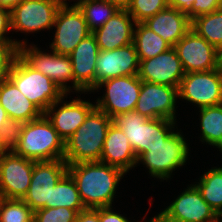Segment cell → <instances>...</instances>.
<instances>
[{
  "label": "cell",
  "mask_w": 222,
  "mask_h": 222,
  "mask_svg": "<svg viewBox=\"0 0 222 222\" xmlns=\"http://www.w3.org/2000/svg\"><path fill=\"white\" fill-rule=\"evenodd\" d=\"M116 6L119 10H127L132 0H104Z\"/></svg>",
  "instance_id": "42"
},
{
  "label": "cell",
  "mask_w": 222,
  "mask_h": 222,
  "mask_svg": "<svg viewBox=\"0 0 222 222\" xmlns=\"http://www.w3.org/2000/svg\"><path fill=\"white\" fill-rule=\"evenodd\" d=\"M222 8V0H195L192 6V20Z\"/></svg>",
  "instance_id": "36"
},
{
  "label": "cell",
  "mask_w": 222,
  "mask_h": 222,
  "mask_svg": "<svg viewBox=\"0 0 222 222\" xmlns=\"http://www.w3.org/2000/svg\"><path fill=\"white\" fill-rule=\"evenodd\" d=\"M139 61L138 77L142 81L179 88L185 71L174 47L153 58Z\"/></svg>",
  "instance_id": "17"
},
{
  "label": "cell",
  "mask_w": 222,
  "mask_h": 222,
  "mask_svg": "<svg viewBox=\"0 0 222 222\" xmlns=\"http://www.w3.org/2000/svg\"><path fill=\"white\" fill-rule=\"evenodd\" d=\"M195 0H169V6L179 10L192 20V6Z\"/></svg>",
  "instance_id": "38"
},
{
  "label": "cell",
  "mask_w": 222,
  "mask_h": 222,
  "mask_svg": "<svg viewBox=\"0 0 222 222\" xmlns=\"http://www.w3.org/2000/svg\"><path fill=\"white\" fill-rule=\"evenodd\" d=\"M66 207L78 213L85 210L73 178L66 173L52 188L51 208Z\"/></svg>",
  "instance_id": "27"
},
{
  "label": "cell",
  "mask_w": 222,
  "mask_h": 222,
  "mask_svg": "<svg viewBox=\"0 0 222 222\" xmlns=\"http://www.w3.org/2000/svg\"><path fill=\"white\" fill-rule=\"evenodd\" d=\"M195 184L203 199L222 218V167H214L205 172Z\"/></svg>",
  "instance_id": "26"
},
{
  "label": "cell",
  "mask_w": 222,
  "mask_h": 222,
  "mask_svg": "<svg viewBox=\"0 0 222 222\" xmlns=\"http://www.w3.org/2000/svg\"><path fill=\"white\" fill-rule=\"evenodd\" d=\"M135 24L127 10H118L102 27L92 32L99 50L111 51L133 43Z\"/></svg>",
  "instance_id": "21"
},
{
  "label": "cell",
  "mask_w": 222,
  "mask_h": 222,
  "mask_svg": "<svg viewBox=\"0 0 222 222\" xmlns=\"http://www.w3.org/2000/svg\"><path fill=\"white\" fill-rule=\"evenodd\" d=\"M178 98L196 104L199 109L222 104V70L185 73Z\"/></svg>",
  "instance_id": "9"
},
{
  "label": "cell",
  "mask_w": 222,
  "mask_h": 222,
  "mask_svg": "<svg viewBox=\"0 0 222 222\" xmlns=\"http://www.w3.org/2000/svg\"><path fill=\"white\" fill-rule=\"evenodd\" d=\"M11 149L17 155L33 161L64 157V141L44 114L36 120L15 126Z\"/></svg>",
  "instance_id": "2"
},
{
  "label": "cell",
  "mask_w": 222,
  "mask_h": 222,
  "mask_svg": "<svg viewBox=\"0 0 222 222\" xmlns=\"http://www.w3.org/2000/svg\"><path fill=\"white\" fill-rule=\"evenodd\" d=\"M100 162L120 168L125 173L137 165V157L128 137L113 124L109 126Z\"/></svg>",
  "instance_id": "24"
},
{
  "label": "cell",
  "mask_w": 222,
  "mask_h": 222,
  "mask_svg": "<svg viewBox=\"0 0 222 222\" xmlns=\"http://www.w3.org/2000/svg\"><path fill=\"white\" fill-rule=\"evenodd\" d=\"M218 149H220L219 151H221V153H222V143L220 144V146L218 147Z\"/></svg>",
  "instance_id": "47"
},
{
  "label": "cell",
  "mask_w": 222,
  "mask_h": 222,
  "mask_svg": "<svg viewBox=\"0 0 222 222\" xmlns=\"http://www.w3.org/2000/svg\"><path fill=\"white\" fill-rule=\"evenodd\" d=\"M0 105L7 112L12 125L36 120L43 112L7 77L0 81Z\"/></svg>",
  "instance_id": "22"
},
{
  "label": "cell",
  "mask_w": 222,
  "mask_h": 222,
  "mask_svg": "<svg viewBox=\"0 0 222 222\" xmlns=\"http://www.w3.org/2000/svg\"><path fill=\"white\" fill-rule=\"evenodd\" d=\"M8 31H11L10 9L0 6V43L16 45L18 48L27 43L6 37Z\"/></svg>",
  "instance_id": "35"
},
{
  "label": "cell",
  "mask_w": 222,
  "mask_h": 222,
  "mask_svg": "<svg viewBox=\"0 0 222 222\" xmlns=\"http://www.w3.org/2000/svg\"><path fill=\"white\" fill-rule=\"evenodd\" d=\"M185 73L206 72L220 68L219 50L190 29L174 45Z\"/></svg>",
  "instance_id": "13"
},
{
  "label": "cell",
  "mask_w": 222,
  "mask_h": 222,
  "mask_svg": "<svg viewBox=\"0 0 222 222\" xmlns=\"http://www.w3.org/2000/svg\"><path fill=\"white\" fill-rule=\"evenodd\" d=\"M33 167V160L12 149L0 154V197L22 199L29 189Z\"/></svg>",
  "instance_id": "12"
},
{
  "label": "cell",
  "mask_w": 222,
  "mask_h": 222,
  "mask_svg": "<svg viewBox=\"0 0 222 222\" xmlns=\"http://www.w3.org/2000/svg\"><path fill=\"white\" fill-rule=\"evenodd\" d=\"M0 128H4L11 136L15 128L12 125L7 112L1 105H0Z\"/></svg>",
  "instance_id": "41"
},
{
  "label": "cell",
  "mask_w": 222,
  "mask_h": 222,
  "mask_svg": "<svg viewBox=\"0 0 222 222\" xmlns=\"http://www.w3.org/2000/svg\"><path fill=\"white\" fill-rule=\"evenodd\" d=\"M174 47L191 29L190 18L173 7H166L143 22Z\"/></svg>",
  "instance_id": "23"
},
{
  "label": "cell",
  "mask_w": 222,
  "mask_h": 222,
  "mask_svg": "<svg viewBox=\"0 0 222 222\" xmlns=\"http://www.w3.org/2000/svg\"><path fill=\"white\" fill-rule=\"evenodd\" d=\"M18 54V47L0 43V81L8 77L11 64Z\"/></svg>",
  "instance_id": "34"
},
{
  "label": "cell",
  "mask_w": 222,
  "mask_h": 222,
  "mask_svg": "<svg viewBox=\"0 0 222 222\" xmlns=\"http://www.w3.org/2000/svg\"><path fill=\"white\" fill-rule=\"evenodd\" d=\"M188 144L182 133L174 131L165 141L156 144L137 158L148 169L151 176L167 180L178 167L188 160Z\"/></svg>",
  "instance_id": "6"
},
{
  "label": "cell",
  "mask_w": 222,
  "mask_h": 222,
  "mask_svg": "<svg viewBox=\"0 0 222 222\" xmlns=\"http://www.w3.org/2000/svg\"><path fill=\"white\" fill-rule=\"evenodd\" d=\"M56 27L50 49L57 54L70 55L75 47L92 32L78 6H61L56 14Z\"/></svg>",
  "instance_id": "11"
},
{
  "label": "cell",
  "mask_w": 222,
  "mask_h": 222,
  "mask_svg": "<svg viewBox=\"0 0 222 222\" xmlns=\"http://www.w3.org/2000/svg\"><path fill=\"white\" fill-rule=\"evenodd\" d=\"M60 7L54 0H24L10 10L11 30L33 33L52 29Z\"/></svg>",
  "instance_id": "14"
},
{
  "label": "cell",
  "mask_w": 222,
  "mask_h": 222,
  "mask_svg": "<svg viewBox=\"0 0 222 222\" xmlns=\"http://www.w3.org/2000/svg\"><path fill=\"white\" fill-rule=\"evenodd\" d=\"M24 0H0V6L8 9H12L13 7L19 5Z\"/></svg>",
  "instance_id": "43"
},
{
  "label": "cell",
  "mask_w": 222,
  "mask_h": 222,
  "mask_svg": "<svg viewBox=\"0 0 222 222\" xmlns=\"http://www.w3.org/2000/svg\"><path fill=\"white\" fill-rule=\"evenodd\" d=\"M68 164L64 159L34 161L30 186L22 200L33 211L51 208L52 188L67 173Z\"/></svg>",
  "instance_id": "10"
},
{
  "label": "cell",
  "mask_w": 222,
  "mask_h": 222,
  "mask_svg": "<svg viewBox=\"0 0 222 222\" xmlns=\"http://www.w3.org/2000/svg\"><path fill=\"white\" fill-rule=\"evenodd\" d=\"M99 46L91 33L69 55L72 61L75 92H94L96 87V60Z\"/></svg>",
  "instance_id": "19"
},
{
  "label": "cell",
  "mask_w": 222,
  "mask_h": 222,
  "mask_svg": "<svg viewBox=\"0 0 222 222\" xmlns=\"http://www.w3.org/2000/svg\"><path fill=\"white\" fill-rule=\"evenodd\" d=\"M201 141L217 148L222 143V104L199 109Z\"/></svg>",
  "instance_id": "29"
},
{
  "label": "cell",
  "mask_w": 222,
  "mask_h": 222,
  "mask_svg": "<svg viewBox=\"0 0 222 222\" xmlns=\"http://www.w3.org/2000/svg\"><path fill=\"white\" fill-rule=\"evenodd\" d=\"M142 80L138 75L121 76L99 83L94 90L105 87V95L98 98L95 107L110 118L116 114L134 111L140 95Z\"/></svg>",
  "instance_id": "7"
},
{
  "label": "cell",
  "mask_w": 222,
  "mask_h": 222,
  "mask_svg": "<svg viewBox=\"0 0 222 222\" xmlns=\"http://www.w3.org/2000/svg\"><path fill=\"white\" fill-rule=\"evenodd\" d=\"M67 173L73 178L86 209L112 206L116 187L126 174L100 161L70 164Z\"/></svg>",
  "instance_id": "1"
},
{
  "label": "cell",
  "mask_w": 222,
  "mask_h": 222,
  "mask_svg": "<svg viewBox=\"0 0 222 222\" xmlns=\"http://www.w3.org/2000/svg\"><path fill=\"white\" fill-rule=\"evenodd\" d=\"M65 94L59 101L54 102L43 114L51 122L60 138L65 142L85 121L95 104L80 98L63 103ZM63 103V104H62ZM62 104L57 110L58 105Z\"/></svg>",
  "instance_id": "20"
},
{
  "label": "cell",
  "mask_w": 222,
  "mask_h": 222,
  "mask_svg": "<svg viewBox=\"0 0 222 222\" xmlns=\"http://www.w3.org/2000/svg\"><path fill=\"white\" fill-rule=\"evenodd\" d=\"M139 64L134 43L111 51L100 50L96 60V86L111 78L138 75Z\"/></svg>",
  "instance_id": "18"
},
{
  "label": "cell",
  "mask_w": 222,
  "mask_h": 222,
  "mask_svg": "<svg viewBox=\"0 0 222 222\" xmlns=\"http://www.w3.org/2000/svg\"><path fill=\"white\" fill-rule=\"evenodd\" d=\"M177 97L176 87L142 81L134 111L148 119L164 118L175 121Z\"/></svg>",
  "instance_id": "15"
},
{
  "label": "cell",
  "mask_w": 222,
  "mask_h": 222,
  "mask_svg": "<svg viewBox=\"0 0 222 222\" xmlns=\"http://www.w3.org/2000/svg\"><path fill=\"white\" fill-rule=\"evenodd\" d=\"M161 214L173 222H220L221 219L194 184L188 186Z\"/></svg>",
  "instance_id": "16"
},
{
  "label": "cell",
  "mask_w": 222,
  "mask_h": 222,
  "mask_svg": "<svg viewBox=\"0 0 222 222\" xmlns=\"http://www.w3.org/2000/svg\"><path fill=\"white\" fill-rule=\"evenodd\" d=\"M133 43L139 60L153 58L171 48L161 36L152 31L143 22H138L134 26Z\"/></svg>",
  "instance_id": "25"
},
{
  "label": "cell",
  "mask_w": 222,
  "mask_h": 222,
  "mask_svg": "<svg viewBox=\"0 0 222 222\" xmlns=\"http://www.w3.org/2000/svg\"><path fill=\"white\" fill-rule=\"evenodd\" d=\"M91 32L102 27L119 9L104 0H82L77 5Z\"/></svg>",
  "instance_id": "30"
},
{
  "label": "cell",
  "mask_w": 222,
  "mask_h": 222,
  "mask_svg": "<svg viewBox=\"0 0 222 222\" xmlns=\"http://www.w3.org/2000/svg\"><path fill=\"white\" fill-rule=\"evenodd\" d=\"M220 69L222 70V49L219 51Z\"/></svg>",
  "instance_id": "46"
},
{
  "label": "cell",
  "mask_w": 222,
  "mask_h": 222,
  "mask_svg": "<svg viewBox=\"0 0 222 222\" xmlns=\"http://www.w3.org/2000/svg\"><path fill=\"white\" fill-rule=\"evenodd\" d=\"M76 222H100L97 209H85L78 213Z\"/></svg>",
  "instance_id": "39"
},
{
  "label": "cell",
  "mask_w": 222,
  "mask_h": 222,
  "mask_svg": "<svg viewBox=\"0 0 222 222\" xmlns=\"http://www.w3.org/2000/svg\"><path fill=\"white\" fill-rule=\"evenodd\" d=\"M24 44L18 48V55L33 69L50 78L64 94L70 93L71 86L67 82L72 81L74 88V75L70 56L57 54L52 51L43 53L36 45L26 47Z\"/></svg>",
  "instance_id": "8"
},
{
  "label": "cell",
  "mask_w": 222,
  "mask_h": 222,
  "mask_svg": "<svg viewBox=\"0 0 222 222\" xmlns=\"http://www.w3.org/2000/svg\"><path fill=\"white\" fill-rule=\"evenodd\" d=\"M148 222H173L168 219H166L161 213H159L157 216L152 217Z\"/></svg>",
  "instance_id": "44"
},
{
  "label": "cell",
  "mask_w": 222,
  "mask_h": 222,
  "mask_svg": "<svg viewBox=\"0 0 222 222\" xmlns=\"http://www.w3.org/2000/svg\"><path fill=\"white\" fill-rule=\"evenodd\" d=\"M191 29L220 51L222 49V8L191 20Z\"/></svg>",
  "instance_id": "28"
},
{
  "label": "cell",
  "mask_w": 222,
  "mask_h": 222,
  "mask_svg": "<svg viewBox=\"0 0 222 222\" xmlns=\"http://www.w3.org/2000/svg\"><path fill=\"white\" fill-rule=\"evenodd\" d=\"M57 4H59L60 6H69V4H67L66 0H54ZM82 0H78L76 1L77 3H74V6H77L79 4V2H81Z\"/></svg>",
  "instance_id": "45"
},
{
  "label": "cell",
  "mask_w": 222,
  "mask_h": 222,
  "mask_svg": "<svg viewBox=\"0 0 222 222\" xmlns=\"http://www.w3.org/2000/svg\"><path fill=\"white\" fill-rule=\"evenodd\" d=\"M78 212L66 207L40 208L34 211L33 222H76Z\"/></svg>",
  "instance_id": "33"
},
{
  "label": "cell",
  "mask_w": 222,
  "mask_h": 222,
  "mask_svg": "<svg viewBox=\"0 0 222 222\" xmlns=\"http://www.w3.org/2000/svg\"><path fill=\"white\" fill-rule=\"evenodd\" d=\"M100 222H130L126 217L112 211V206L98 208Z\"/></svg>",
  "instance_id": "37"
},
{
  "label": "cell",
  "mask_w": 222,
  "mask_h": 222,
  "mask_svg": "<svg viewBox=\"0 0 222 222\" xmlns=\"http://www.w3.org/2000/svg\"><path fill=\"white\" fill-rule=\"evenodd\" d=\"M8 78L43 113L65 95L50 78L33 69L18 54L11 64Z\"/></svg>",
  "instance_id": "5"
},
{
  "label": "cell",
  "mask_w": 222,
  "mask_h": 222,
  "mask_svg": "<svg viewBox=\"0 0 222 222\" xmlns=\"http://www.w3.org/2000/svg\"><path fill=\"white\" fill-rule=\"evenodd\" d=\"M175 123L164 118L148 119L135 111L111 117V124L122 129L137 158L147 148L165 141L174 132Z\"/></svg>",
  "instance_id": "4"
},
{
  "label": "cell",
  "mask_w": 222,
  "mask_h": 222,
  "mask_svg": "<svg viewBox=\"0 0 222 222\" xmlns=\"http://www.w3.org/2000/svg\"><path fill=\"white\" fill-rule=\"evenodd\" d=\"M169 6V0H132L127 11L136 23L144 22Z\"/></svg>",
  "instance_id": "32"
},
{
  "label": "cell",
  "mask_w": 222,
  "mask_h": 222,
  "mask_svg": "<svg viewBox=\"0 0 222 222\" xmlns=\"http://www.w3.org/2000/svg\"><path fill=\"white\" fill-rule=\"evenodd\" d=\"M111 118L94 108L85 121L64 142V161L70 165L100 161Z\"/></svg>",
  "instance_id": "3"
},
{
  "label": "cell",
  "mask_w": 222,
  "mask_h": 222,
  "mask_svg": "<svg viewBox=\"0 0 222 222\" xmlns=\"http://www.w3.org/2000/svg\"><path fill=\"white\" fill-rule=\"evenodd\" d=\"M11 138L4 128H0V154L11 150Z\"/></svg>",
  "instance_id": "40"
},
{
  "label": "cell",
  "mask_w": 222,
  "mask_h": 222,
  "mask_svg": "<svg viewBox=\"0 0 222 222\" xmlns=\"http://www.w3.org/2000/svg\"><path fill=\"white\" fill-rule=\"evenodd\" d=\"M34 211L22 199L0 197V222H33Z\"/></svg>",
  "instance_id": "31"
}]
</instances>
